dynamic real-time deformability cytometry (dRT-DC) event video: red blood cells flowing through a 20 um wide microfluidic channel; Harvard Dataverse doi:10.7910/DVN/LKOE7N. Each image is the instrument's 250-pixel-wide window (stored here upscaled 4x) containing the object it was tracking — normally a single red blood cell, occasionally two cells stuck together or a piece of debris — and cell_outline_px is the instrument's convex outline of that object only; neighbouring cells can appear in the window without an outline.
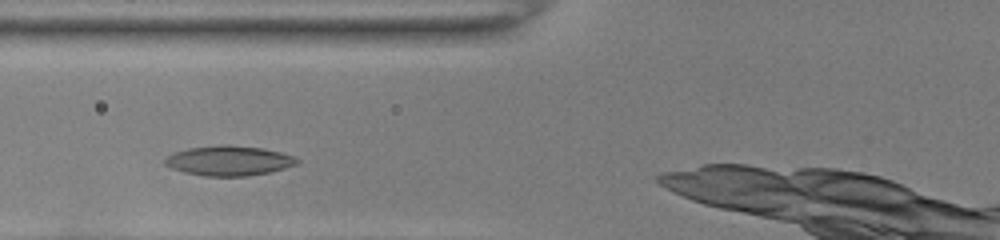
{"species": "common noctule bat (a hibernating species)", "species_latin": "Nyctalus noctula", "temperature_condition": "room temperature", "stored_images_in_passage": 30, "camera_frame_rate_fps": 3000, "um_per_image_px": 0.085, "animal": {"sex": "female", "body_mass_g": 22.0, "forearm_length_mm": 56.7}, "frame": {"image": 1, "passage_image": 6, "time_ms": 1.667, "image_size_px": [1000, 240], "cell_outline_px": [[300, 160], [296, 164], [284, 168], [268, 172], [244, 176], [204, 176], [184, 172], [172, 168], [164, 164], [164, 160], [168, 156], [176, 152], [188, 148], [220, 144], [228, 144], [260, 148], [280, 152], [292, 156]], "centroid_in_image_um": [19.43, 13.65], "position_along_channel_um": 106.4, "area_um2": 22.77}}
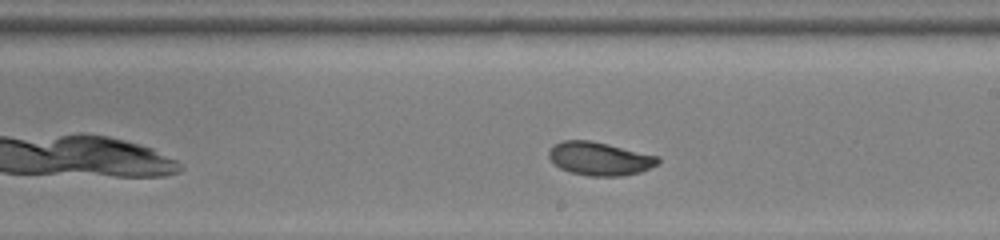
{"frame": {"image": 2, "passage_image": 16, "time_ms": 5.0, "image_size_px": [1000, 240], "cell_outline_px": [[660, 160], [656, 164], [640, 172], [620, 176], [588, 176], [572, 172], [560, 168], [548, 156], [548, 152], [556, 144], [564, 140], [588, 140], [608, 144], [656, 156]], "centroid_in_image_um": [50.95, 13.49], "position_along_channel_um": 238.1, "area_um2": 20.69}}
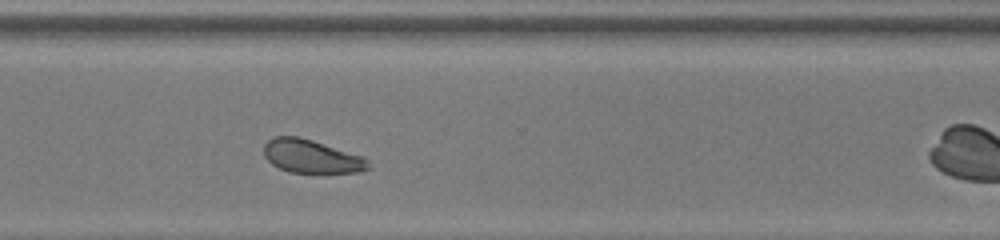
{"frame": {"image": 3, "passage_image": 24, "time_ms": 7.667, "image_size_px": [1000, 240], "cell_outline_px": [[368, 168], [356, 172], [324, 176], [292, 172], [280, 168], [272, 164], [264, 156], [264, 144], [268, 140], [276, 136], [296, 136], [312, 140], [364, 156], [368, 160]], "centroid_in_image_um": [26.5, 13.34], "position_along_channel_um": 344.1, "area_um2": 20.92}}